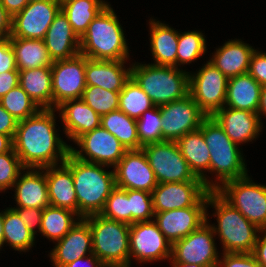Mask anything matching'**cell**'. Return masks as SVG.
Returning <instances> with one entry per match:
<instances>
[{"mask_svg": "<svg viewBox=\"0 0 266 267\" xmlns=\"http://www.w3.org/2000/svg\"><path fill=\"white\" fill-rule=\"evenodd\" d=\"M57 1L60 3V5H63L64 3L71 2L73 0H57Z\"/></svg>", "mask_w": 266, "mask_h": 267, "instance_id": "94428289", "label": "cell"}, {"mask_svg": "<svg viewBox=\"0 0 266 267\" xmlns=\"http://www.w3.org/2000/svg\"><path fill=\"white\" fill-rule=\"evenodd\" d=\"M248 73L261 85L266 86V53L255 51L251 55Z\"/></svg>", "mask_w": 266, "mask_h": 267, "instance_id": "7dc6e473", "label": "cell"}, {"mask_svg": "<svg viewBox=\"0 0 266 267\" xmlns=\"http://www.w3.org/2000/svg\"><path fill=\"white\" fill-rule=\"evenodd\" d=\"M12 30V16L0 4V36H10Z\"/></svg>", "mask_w": 266, "mask_h": 267, "instance_id": "f5cc1de1", "label": "cell"}, {"mask_svg": "<svg viewBox=\"0 0 266 267\" xmlns=\"http://www.w3.org/2000/svg\"><path fill=\"white\" fill-rule=\"evenodd\" d=\"M108 5L105 0H73L61 5V10L80 38L92 20Z\"/></svg>", "mask_w": 266, "mask_h": 267, "instance_id": "836d02e7", "label": "cell"}, {"mask_svg": "<svg viewBox=\"0 0 266 267\" xmlns=\"http://www.w3.org/2000/svg\"><path fill=\"white\" fill-rule=\"evenodd\" d=\"M7 71H18L10 36H0V74Z\"/></svg>", "mask_w": 266, "mask_h": 267, "instance_id": "bcb514c9", "label": "cell"}, {"mask_svg": "<svg viewBox=\"0 0 266 267\" xmlns=\"http://www.w3.org/2000/svg\"><path fill=\"white\" fill-rule=\"evenodd\" d=\"M64 163L72 171L79 217L100 214L108 196L116 187L114 170L106 171L102 167L110 166L85 162L71 153Z\"/></svg>", "mask_w": 266, "mask_h": 267, "instance_id": "7a4b0ae2", "label": "cell"}, {"mask_svg": "<svg viewBox=\"0 0 266 267\" xmlns=\"http://www.w3.org/2000/svg\"><path fill=\"white\" fill-rule=\"evenodd\" d=\"M56 109L64 124L66 137L73 142L81 135L100 127L101 116L81 98L66 100Z\"/></svg>", "mask_w": 266, "mask_h": 267, "instance_id": "d4e9b609", "label": "cell"}, {"mask_svg": "<svg viewBox=\"0 0 266 267\" xmlns=\"http://www.w3.org/2000/svg\"><path fill=\"white\" fill-rule=\"evenodd\" d=\"M253 255L257 262L262 266L266 267V236L259 234L254 246Z\"/></svg>", "mask_w": 266, "mask_h": 267, "instance_id": "816d5d0a", "label": "cell"}, {"mask_svg": "<svg viewBox=\"0 0 266 267\" xmlns=\"http://www.w3.org/2000/svg\"><path fill=\"white\" fill-rule=\"evenodd\" d=\"M19 85V71H7L0 74V99Z\"/></svg>", "mask_w": 266, "mask_h": 267, "instance_id": "f907efd6", "label": "cell"}, {"mask_svg": "<svg viewBox=\"0 0 266 267\" xmlns=\"http://www.w3.org/2000/svg\"><path fill=\"white\" fill-rule=\"evenodd\" d=\"M13 209L18 213L21 220L25 223L27 228L35 235L37 232L40 233L41 220L44 209L40 208H22L13 207ZM38 228V231L35 228Z\"/></svg>", "mask_w": 266, "mask_h": 267, "instance_id": "c3c4849f", "label": "cell"}, {"mask_svg": "<svg viewBox=\"0 0 266 267\" xmlns=\"http://www.w3.org/2000/svg\"><path fill=\"white\" fill-rule=\"evenodd\" d=\"M131 78L155 106L180 100L189 95V72L178 67L133 63Z\"/></svg>", "mask_w": 266, "mask_h": 267, "instance_id": "8992f818", "label": "cell"}, {"mask_svg": "<svg viewBox=\"0 0 266 267\" xmlns=\"http://www.w3.org/2000/svg\"><path fill=\"white\" fill-rule=\"evenodd\" d=\"M207 222L186 237L172 244L171 263L198 264L205 267H217L219 256L215 244V234Z\"/></svg>", "mask_w": 266, "mask_h": 267, "instance_id": "8fae6325", "label": "cell"}, {"mask_svg": "<svg viewBox=\"0 0 266 267\" xmlns=\"http://www.w3.org/2000/svg\"><path fill=\"white\" fill-rule=\"evenodd\" d=\"M35 238L12 207L3 211L2 246L8 243L16 251L26 252L33 247Z\"/></svg>", "mask_w": 266, "mask_h": 267, "instance_id": "e575fe53", "label": "cell"}, {"mask_svg": "<svg viewBox=\"0 0 266 267\" xmlns=\"http://www.w3.org/2000/svg\"><path fill=\"white\" fill-rule=\"evenodd\" d=\"M100 116L119 109V92L86 86L81 98Z\"/></svg>", "mask_w": 266, "mask_h": 267, "instance_id": "ab89813d", "label": "cell"}, {"mask_svg": "<svg viewBox=\"0 0 266 267\" xmlns=\"http://www.w3.org/2000/svg\"><path fill=\"white\" fill-rule=\"evenodd\" d=\"M217 267H262L253 253H222Z\"/></svg>", "mask_w": 266, "mask_h": 267, "instance_id": "f6af8a7d", "label": "cell"}, {"mask_svg": "<svg viewBox=\"0 0 266 267\" xmlns=\"http://www.w3.org/2000/svg\"><path fill=\"white\" fill-rule=\"evenodd\" d=\"M0 104L17 121L34 116L41 110L19 85L5 94Z\"/></svg>", "mask_w": 266, "mask_h": 267, "instance_id": "74e56055", "label": "cell"}, {"mask_svg": "<svg viewBox=\"0 0 266 267\" xmlns=\"http://www.w3.org/2000/svg\"><path fill=\"white\" fill-rule=\"evenodd\" d=\"M43 41L53 61L70 59L80 54V38L61 9L54 17Z\"/></svg>", "mask_w": 266, "mask_h": 267, "instance_id": "7402d4cb", "label": "cell"}, {"mask_svg": "<svg viewBox=\"0 0 266 267\" xmlns=\"http://www.w3.org/2000/svg\"><path fill=\"white\" fill-rule=\"evenodd\" d=\"M56 242L49 256L54 267H65L78 258L93 254L91 228L84 218Z\"/></svg>", "mask_w": 266, "mask_h": 267, "instance_id": "ffe728a7", "label": "cell"}, {"mask_svg": "<svg viewBox=\"0 0 266 267\" xmlns=\"http://www.w3.org/2000/svg\"><path fill=\"white\" fill-rule=\"evenodd\" d=\"M100 126L115 136L129 150H140L136 119L127 116L121 110H115L101 116Z\"/></svg>", "mask_w": 266, "mask_h": 267, "instance_id": "d6a6232c", "label": "cell"}, {"mask_svg": "<svg viewBox=\"0 0 266 267\" xmlns=\"http://www.w3.org/2000/svg\"><path fill=\"white\" fill-rule=\"evenodd\" d=\"M61 5L57 0L29 2L12 17L10 37L43 40Z\"/></svg>", "mask_w": 266, "mask_h": 267, "instance_id": "e0dca14e", "label": "cell"}, {"mask_svg": "<svg viewBox=\"0 0 266 267\" xmlns=\"http://www.w3.org/2000/svg\"><path fill=\"white\" fill-rule=\"evenodd\" d=\"M139 143L144 146L149 143L162 142V119L159 106L147 110L136 119Z\"/></svg>", "mask_w": 266, "mask_h": 267, "instance_id": "60d3db41", "label": "cell"}, {"mask_svg": "<svg viewBox=\"0 0 266 267\" xmlns=\"http://www.w3.org/2000/svg\"><path fill=\"white\" fill-rule=\"evenodd\" d=\"M146 154L158 184L170 182L202 181L191 170L177 142L149 143L141 148Z\"/></svg>", "mask_w": 266, "mask_h": 267, "instance_id": "9c48e42d", "label": "cell"}, {"mask_svg": "<svg viewBox=\"0 0 266 267\" xmlns=\"http://www.w3.org/2000/svg\"><path fill=\"white\" fill-rule=\"evenodd\" d=\"M131 224L135 222L151 221L154 218L152 195L141 190H128Z\"/></svg>", "mask_w": 266, "mask_h": 267, "instance_id": "7bdbcfd3", "label": "cell"}, {"mask_svg": "<svg viewBox=\"0 0 266 267\" xmlns=\"http://www.w3.org/2000/svg\"><path fill=\"white\" fill-rule=\"evenodd\" d=\"M88 58L78 54L70 59L53 61L52 92L53 109L64 101L82 98L86 85V61Z\"/></svg>", "mask_w": 266, "mask_h": 267, "instance_id": "5bb4252c", "label": "cell"}, {"mask_svg": "<svg viewBox=\"0 0 266 267\" xmlns=\"http://www.w3.org/2000/svg\"><path fill=\"white\" fill-rule=\"evenodd\" d=\"M3 240V211L0 212V247L2 248Z\"/></svg>", "mask_w": 266, "mask_h": 267, "instance_id": "91938a15", "label": "cell"}, {"mask_svg": "<svg viewBox=\"0 0 266 267\" xmlns=\"http://www.w3.org/2000/svg\"><path fill=\"white\" fill-rule=\"evenodd\" d=\"M13 187L17 207L44 209L50 205L47 179L43 168H25ZM23 174V175H22Z\"/></svg>", "mask_w": 266, "mask_h": 267, "instance_id": "603a6c76", "label": "cell"}, {"mask_svg": "<svg viewBox=\"0 0 266 267\" xmlns=\"http://www.w3.org/2000/svg\"><path fill=\"white\" fill-rule=\"evenodd\" d=\"M262 86L249 74L228 78L225 105L257 113Z\"/></svg>", "mask_w": 266, "mask_h": 267, "instance_id": "f546056e", "label": "cell"}, {"mask_svg": "<svg viewBox=\"0 0 266 267\" xmlns=\"http://www.w3.org/2000/svg\"><path fill=\"white\" fill-rule=\"evenodd\" d=\"M123 28L111 5H107L80 37V54L94 60H128Z\"/></svg>", "mask_w": 266, "mask_h": 267, "instance_id": "3957f363", "label": "cell"}, {"mask_svg": "<svg viewBox=\"0 0 266 267\" xmlns=\"http://www.w3.org/2000/svg\"><path fill=\"white\" fill-rule=\"evenodd\" d=\"M150 25V49L154 65L177 67L178 34L168 24L149 20Z\"/></svg>", "mask_w": 266, "mask_h": 267, "instance_id": "83f0119b", "label": "cell"}, {"mask_svg": "<svg viewBox=\"0 0 266 267\" xmlns=\"http://www.w3.org/2000/svg\"><path fill=\"white\" fill-rule=\"evenodd\" d=\"M13 148V139L0 133V154L6 153Z\"/></svg>", "mask_w": 266, "mask_h": 267, "instance_id": "9f6ffc18", "label": "cell"}, {"mask_svg": "<svg viewBox=\"0 0 266 267\" xmlns=\"http://www.w3.org/2000/svg\"><path fill=\"white\" fill-rule=\"evenodd\" d=\"M209 189L203 181L160 183L151 192L154 212L194 206Z\"/></svg>", "mask_w": 266, "mask_h": 267, "instance_id": "d6986e66", "label": "cell"}, {"mask_svg": "<svg viewBox=\"0 0 266 267\" xmlns=\"http://www.w3.org/2000/svg\"><path fill=\"white\" fill-rule=\"evenodd\" d=\"M176 142L191 170L198 178L202 179L204 185L211 191L213 180L210 182L209 177H206L205 174L210 167V152L203 133L198 129L185 134Z\"/></svg>", "mask_w": 266, "mask_h": 267, "instance_id": "f1b7e54d", "label": "cell"}, {"mask_svg": "<svg viewBox=\"0 0 266 267\" xmlns=\"http://www.w3.org/2000/svg\"><path fill=\"white\" fill-rule=\"evenodd\" d=\"M257 114L259 115L260 121L262 116L266 117V86H262L261 95L259 100V108Z\"/></svg>", "mask_w": 266, "mask_h": 267, "instance_id": "6f0895ef", "label": "cell"}, {"mask_svg": "<svg viewBox=\"0 0 266 267\" xmlns=\"http://www.w3.org/2000/svg\"><path fill=\"white\" fill-rule=\"evenodd\" d=\"M126 62L127 60L88 59L85 68L86 85L120 92L131 78V67L126 69Z\"/></svg>", "mask_w": 266, "mask_h": 267, "instance_id": "cb8c5ba5", "label": "cell"}, {"mask_svg": "<svg viewBox=\"0 0 266 267\" xmlns=\"http://www.w3.org/2000/svg\"><path fill=\"white\" fill-rule=\"evenodd\" d=\"M209 206L215 208L213 216L217 218L218 224L210 226L221 240L223 253L253 252L257 237L259 233L262 234V230L226 202L215 190L207 192V208Z\"/></svg>", "mask_w": 266, "mask_h": 267, "instance_id": "277c9868", "label": "cell"}, {"mask_svg": "<svg viewBox=\"0 0 266 267\" xmlns=\"http://www.w3.org/2000/svg\"><path fill=\"white\" fill-rule=\"evenodd\" d=\"M74 142L81 148L77 150L70 146V153L74 157L85 162L111 166V168L127 152L121 142L101 126L81 135Z\"/></svg>", "mask_w": 266, "mask_h": 267, "instance_id": "4fadbf2b", "label": "cell"}, {"mask_svg": "<svg viewBox=\"0 0 266 267\" xmlns=\"http://www.w3.org/2000/svg\"><path fill=\"white\" fill-rule=\"evenodd\" d=\"M205 36L200 31H185L178 34L177 67L190 64L206 53Z\"/></svg>", "mask_w": 266, "mask_h": 267, "instance_id": "f35d334b", "label": "cell"}, {"mask_svg": "<svg viewBox=\"0 0 266 267\" xmlns=\"http://www.w3.org/2000/svg\"><path fill=\"white\" fill-rule=\"evenodd\" d=\"M47 179L50 205L78 214V203L71 169L62 163L43 168Z\"/></svg>", "mask_w": 266, "mask_h": 267, "instance_id": "484cf974", "label": "cell"}, {"mask_svg": "<svg viewBox=\"0 0 266 267\" xmlns=\"http://www.w3.org/2000/svg\"><path fill=\"white\" fill-rule=\"evenodd\" d=\"M116 187L151 193L158 181L142 149L127 151L113 167Z\"/></svg>", "mask_w": 266, "mask_h": 267, "instance_id": "ac0fdd59", "label": "cell"}, {"mask_svg": "<svg viewBox=\"0 0 266 267\" xmlns=\"http://www.w3.org/2000/svg\"><path fill=\"white\" fill-rule=\"evenodd\" d=\"M19 86L41 109H53L51 67L19 71Z\"/></svg>", "mask_w": 266, "mask_h": 267, "instance_id": "4dcf8cb0", "label": "cell"}, {"mask_svg": "<svg viewBox=\"0 0 266 267\" xmlns=\"http://www.w3.org/2000/svg\"><path fill=\"white\" fill-rule=\"evenodd\" d=\"M255 51L240 39L229 40L215 51L209 62L227 78L248 73L250 58Z\"/></svg>", "mask_w": 266, "mask_h": 267, "instance_id": "4316f807", "label": "cell"}, {"mask_svg": "<svg viewBox=\"0 0 266 267\" xmlns=\"http://www.w3.org/2000/svg\"><path fill=\"white\" fill-rule=\"evenodd\" d=\"M155 105L137 83L130 78L119 92V110L127 116L138 119Z\"/></svg>", "mask_w": 266, "mask_h": 267, "instance_id": "8d00e7d4", "label": "cell"}, {"mask_svg": "<svg viewBox=\"0 0 266 267\" xmlns=\"http://www.w3.org/2000/svg\"><path fill=\"white\" fill-rule=\"evenodd\" d=\"M215 191L259 229L266 227V185L254 183L247 175L229 180Z\"/></svg>", "mask_w": 266, "mask_h": 267, "instance_id": "ba28073f", "label": "cell"}, {"mask_svg": "<svg viewBox=\"0 0 266 267\" xmlns=\"http://www.w3.org/2000/svg\"><path fill=\"white\" fill-rule=\"evenodd\" d=\"M17 124L18 121L0 104V133L10 136L12 139H14Z\"/></svg>", "mask_w": 266, "mask_h": 267, "instance_id": "681fc988", "label": "cell"}, {"mask_svg": "<svg viewBox=\"0 0 266 267\" xmlns=\"http://www.w3.org/2000/svg\"><path fill=\"white\" fill-rule=\"evenodd\" d=\"M85 263H87V266L90 267H105L94 254L78 258L77 260L69 263L65 267H83V264L86 266Z\"/></svg>", "mask_w": 266, "mask_h": 267, "instance_id": "11a10c76", "label": "cell"}, {"mask_svg": "<svg viewBox=\"0 0 266 267\" xmlns=\"http://www.w3.org/2000/svg\"><path fill=\"white\" fill-rule=\"evenodd\" d=\"M28 3V0H0V4L12 17L20 12Z\"/></svg>", "mask_w": 266, "mask_h": 267, "instance_id": "db71d44e", "label": "cell"}, {"mask_svg": "<svg viewBox=\"0 0 266 267\" xmlns=\"http://www.w3.org/2000/svg\"><path fill=\"white\" fill-rule=\"evenodd\" d=\"M76 216L77 220L74 218ZM80 219L72 210L54 206L44 208L41 220L40 234L49 240L62 239Z\"/></svg>", "mask_w": 266, "mask_h": 267, "instance_id": "d590c367", "label": "cell"}, {"mask_svg": "<svg viewBox=\"0 0 266 267\" xmlns=\"http://www.w3.org/2000/svg\"><path fill=\"white\" fill-rule=\"evenodd\" d=\"M130 265L131 258L139 263L170 260L172 244L151 221L135 222L130 225Z\"/></svg>", "mask_w": 266, "mask_h": 267, "instance_id": "9a60e30c", "label": "cell"}, {"mask_svg": "<svg viewBox=\"0 0 266 267\" xmlns=\"http://www.w3.org/2000/svg\"><path fill=\"white\" fill-rule=\"evenodd\" d=\"M25 170L22 166L14 148L0 154V192L12 189L21 171ZM12 187V188H11Z\"/></svg>", "mask_w": 266, "mask_h": 267, "instance_id": "ee69618b", "label": "cell"}, {"mask_svg": "<svg viewBox=\"0 0 266 267\" xmlns=\"http://www.w3.org/2000/svg\"><path fill=\"white\" fill-rule=\"evenodd\" d=\"M103 217L131 225V211L128 190L115 187L106 200L102 212Z\"/></svg>", "mask_w": 266, "mask_h": 267, "instance_id": "b9f144b4", "label": "cell"}, {"mask_svg": "<svg viewBox=\"0 0 266 267\" xmlns=\"http://www.w3.org/2000/svg\"><path fill=\"white\" fill-rule=\"evenodd\" d=\"M10 44L14 50L18 71L51 67L53 60L41 39H27L10 37Z\"/></svg>", "mask_w": 266, "mask_h": 267, "instance_id": "1f68e13d", "label": "cell"}, {"mask_svg": "<svg viewBox=\"0 0 266 267\" xmlns=\"http://www.w3.org/2000/svg\"><path fill=\"white\" fill-rule=\"evenodd\" d=\"M173 267H205L198 264H189V263H171Z\"/></svg>", "mask_w": 266, "mask_h": 267, "instance_id": "680465c9", "label": "cell"}, {"mask_svg": "<svg viewBox=\"0 0 266 267\" xmlns=\"http://www.w3.org/2000/svg\"><path fill=\"white\" fill-rule=\"evenodd\" d=\"M199 130L203 133L210 152L208 172L216 173L215 176L217 177L212 182V190H216L229 180L243 178L248 175L247 165L239 145L226 135L223 128L213 117H207L202 122Z\"/></svg>", "mask_w": 266, "mask_h": 267, "instance_id": "5b68a950", "label": "cell"}, {"mask_svg": "<svg viewBox=\"0 0 266 267\" xmlns=\"http://www.w3.org/2000/svg\"><path fill=\"white\" fill-rule=\"evenodd\" d=\"M29 2H32V1H41V0H28Z\"/></svg>", "mask_w": 266, "mask_h": 267, "instance_id": "be15d7a7", "label": "cell"}, {"mask_svg": "<svg viewBox=\"0 0 266 267\" xmlns=\"http://www.w3.org/2000/svg\"><path fill=\"white\" fill-rule=\"evenodd\" d=\"M227 83L228 78L209 61L197 73L189 72V94L208 117L224 107Z\"/></svg>", "mask_w": 266, "mask_h": 267, "instance_id": "30bf717a", "label": "cell"}, {"mask_svg": "<svg viewBox=\"0 0 266 267\" xmlns=\"http://www.w3.org/2000/svg\"><path fill=\"white\" fill-rule=\"evenodd\" d=\"M91 228L93 254L105 267H130V225L100 214L84 218Z\"/></svg>", "mask_w": 266, "mask_h": 267, "instance_id": "52a82bcc", "label": "cell"}, {"mask_svg": "<svg viewBox=\"0 0 266 267\" xmlns=\"http://www.w3.org/2000/svg\"><path fill=\"white\" fill-rule=\"evenodd\" d=\"M163 141L176 142L187 133L198 130L208 117L191 95L159 106Z\"/></svg>", "mask_w": 266, "mask_h": 267, "instance_id": "7c38bea8", "label": "cell"}, {"mask_svg": "<svg viewBox=\"0 0 266 267\" xmlns=\"http://www.w3.org/2000/svg\"><path fill=\"white\" fill-rule=\"evenodd\" d=\"M212 117L237 145L252 142L262 132V121L254 112L224 106Z\"/></svg>", "mask_w": 266, "mask_h": 267, "instance_id": "44dd1931", "label": "cell"}, {"mask_svg": "<svg viewBox=\"0 0 266 267\" xmlns=\"http://www.w3.org/2000/svg\"><path fill=\"white\" fill-rule=\"evenodd\" d=\"M56 111L41 109L34 116L18 121L13 148L24 168L49 167L67 159L70 145L57 133Z\"/></svg>", "mask_w": 266, "mask_h": 267, "instance_id": "6da1fadb", "label": "cell"}, {"mask_svg": "<svg viewBox=\"0 0 266 267\" xmlns=\"http://www.w3.org/2000/svg\"><path fill=\"white\" fill-rule=\"evenodd\" d=\"M262 233L266 236V227L262 230Z\"/></svg>", "mask_w": 266, "mask_h": 267, "instance_id": "6125c7cd", "label": "cell"}, {"mask_svg": "<svg viewBox=\"0 0 266 267\" xmlns=\"http://www.w3.org/2000/svg\"><path fill=\"white\" fill-rule=\"evenodd\" d=\"M207 193L194 205L165 212H154L153 221L173 244L207 222Z\"/></svg>", "mask_w": 266, "mask_h": 267, "instance_id": "2e32d148", "label": "cell"}]
</instances>
